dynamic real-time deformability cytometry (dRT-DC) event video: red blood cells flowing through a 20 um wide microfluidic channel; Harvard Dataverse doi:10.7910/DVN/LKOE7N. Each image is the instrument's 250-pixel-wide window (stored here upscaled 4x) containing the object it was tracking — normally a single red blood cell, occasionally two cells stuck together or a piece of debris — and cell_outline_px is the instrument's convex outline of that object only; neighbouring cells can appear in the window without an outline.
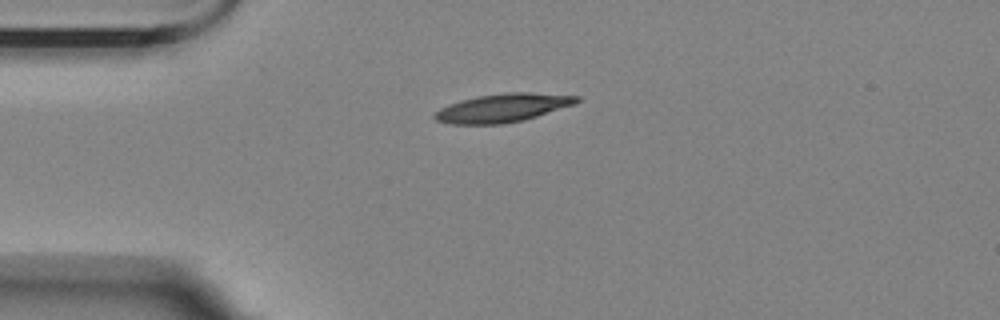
{"species": "Egyptian fruit bat (a non-hibernating species)", "species_latin": "Rousettus aegyptiacus", "temperature_condition": "room temperature", "stored_images_in_passage": 2, "camera_frame_rate_fps": 3000, "um_per_image_px": 0.085, "animal": {"sex": "female"}, "frame": {"image": 1, "passage_image": 1, "time_ms": 0.0, "image_size_px": [1000, 320], "cell_outline_px": [[580, 100], [576, 104], [524, 120], [500, 124], [448, 124], [436, 120], [432, 116], [440, 108], [448, 104], [460, 100], [480, 96], [504, 92], [532, 92], [580, 96]], "centroid_in_image_um": [42.74, 9.17], "position_along_channel_um": 42.3, "area_um2": 23.64}}